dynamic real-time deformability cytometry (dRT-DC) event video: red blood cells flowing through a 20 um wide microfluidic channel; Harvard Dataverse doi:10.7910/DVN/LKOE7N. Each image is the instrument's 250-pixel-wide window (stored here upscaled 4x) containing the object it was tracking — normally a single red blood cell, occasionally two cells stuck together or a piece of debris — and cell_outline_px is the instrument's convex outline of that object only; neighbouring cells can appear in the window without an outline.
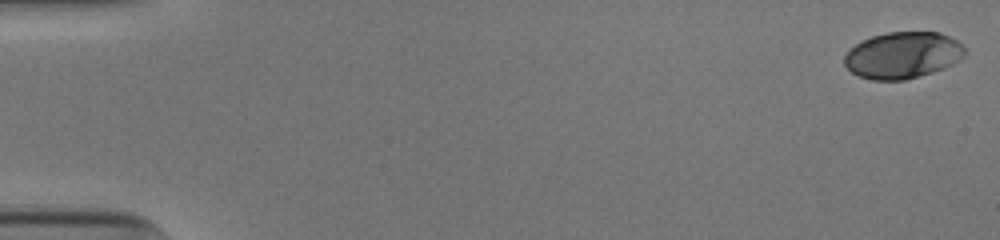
{"species": "human", "species_latin": "Homo sapiens", "temperature_condition": "cold", "stored_images_in_passage": 49, "camera_frame_rate_fps": 3000, "um_per_image_px": 0.085, "donor": {"sex": "male"}, "frame": {"image": 1, "passage_image": 1, "time_ms": 0.0, "image_size_px": [1000, 240], "cell_outline_px": [[968, 52], [960, 60], [944, 68], [932, 72], [904, 80], [872, 80], [860, 76], [852, 72], [844, 64], [844, 56], [848, 48], [860, 40], [872, 36], [888, 32], [940, 32], [956, 40]], "centroid_in_image_um": [76.71, 4.68], "position_along_channel_um": 8.3, "area_um2": 32.83}}
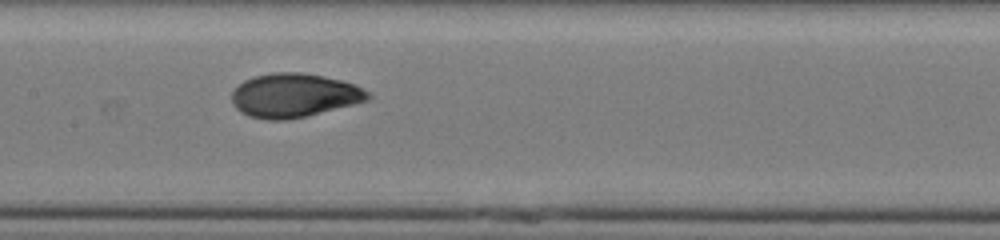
{"frame": {"image": 2, "passage_image": 27, "time_ms": 8.667, "image_size_px": [1000, 240], "cell_outline_px": [[372, 96], [368, 100], [304, 116], [284, 120], [268, 120], [248, 116], [240, 112], [236, 108], [232, 100], [232, 92], [244, 80], [252, 76], [276, 72], [300, 72], [324, 76], [356, 84], [368, 92]], "centroid_in_image_um": [24.98, 8.09], "position_along_channel_um": 182.4, "area_um2": 34.56}}
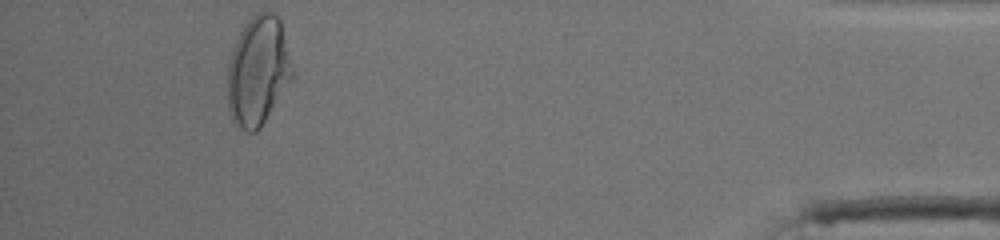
{"frame": {"image": 3, "passage_image": 49, "time_ms": 16.0, "image_size_px": [1000, 240], "cell_outline_px": [[292, 80], [260, 128], [256, 132], [248, 132], [236, 128], [228, 112], [228, 64], [232, 48], [240, 32], [248, 20], [256, 12], [272, 12], [280, 20], [292, 72]], "centroid_in_image_um": [21.89, 6.08], "position_along_channel_um": 413.3, "area_um2": 40.98}, "authors_computed_cell_mechanics": {"area_um2": 33.9864, "velocity_mm_per_s": 3.9289, "shape_relaxation_time_tau1_ms": 3.8166, "shape_relaxation_time_tau2_ms": 0.9817, "deformation_change_tau1": 0.1754, "deformation_change_tau2": 0.0544}}